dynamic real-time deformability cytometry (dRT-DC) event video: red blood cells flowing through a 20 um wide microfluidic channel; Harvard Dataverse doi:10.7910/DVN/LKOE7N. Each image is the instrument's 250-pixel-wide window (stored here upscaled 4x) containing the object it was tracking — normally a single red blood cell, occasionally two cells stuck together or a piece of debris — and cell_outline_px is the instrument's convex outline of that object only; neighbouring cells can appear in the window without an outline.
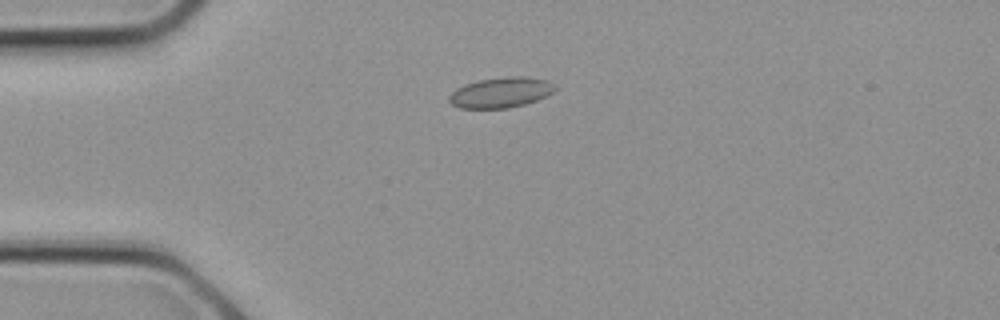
{"species": "common noctule bat (a hibernating species)", "species_latin": "Nyctalus noctula", "temperature_condition": "cold", "stored_images_in_passage": 11, "camera_frame_rate_fps": 3000, "um_per_image_px": 0.085, "animal": {"sex": "female", "body_mass_g": 21.9}, "frame": {"image": 1, "passage_image": 7, "time_ms": 2.0, "image_size_px": [1000, 320], "cell_outline_px": [[556, 88], [552, 92], [536, 100], [524, 104], [508, 108], [460, 108], [452, 104], [448, 100], [448, 96], [456, 88], [464, 84], [480, 80], [508, 76], [528, 76], [548, 80]], "centroid_in_image_um": [42.54, 7.85], "position_along_channel_um": 42.5, "area_um2": 18.67}}
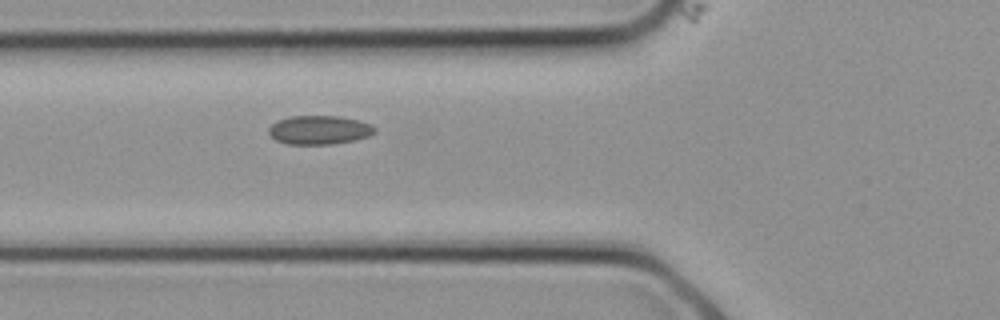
{"frame": {"image": 2, "passage_image": 10, "time_ms": 3.0, "image_size_px": [1000, 320], "cell_outline_px": [[376, 132], [368, 136], [356, 140], [332, 144], [284, 144], [276, 140], [268, 132], [268, 128], [276, 120], [288, 116], [340, 116], [372, 124], [376, 128]], "centroid_in_image_um": [27.13, 11.04], "position_along_channel_um": 98.7, "area_um2": 17.98}}